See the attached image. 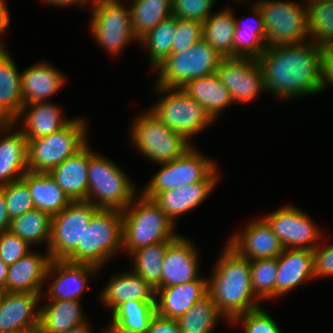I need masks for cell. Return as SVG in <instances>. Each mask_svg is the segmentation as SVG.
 <instances>
[{
	"instance_id": "obj_40",
	"label": "cell",
	"mask_w": 333,
	"mask_h": 333,
	"mask_svg": "<svg viewBox=\"0 0 333 333\" xmlns=\"http://www.w3.org/2000/svg\"><path fill=\"white\" fill-rule=\"evenodd\" d=\"M305 2L309 39L322 48L333 45V2Z\"/></svg>"
},
{
	"instance_id": "obj_25",
	"label": "cell",
	"mask_w": 333,
	"mask_h": 333,
	"mask_svg": "<svg viewBox=\"0 0 333 333\" xmlns=\"http://www.w3.org/2000/svg\"><path fill=\"white\" fill-rule=\"evenodd\" d=\"M207 279L199 276L196 280L182 285L156 289V313L177 320L208 294Z\"/></svg>"
},
{
	"instance_id": "obj_38",
	"label": "cell",
	"mask_w": 333,
	"mask_h": 333,
	"mask_svg": "<svg viewBox=\"0 0 333 333\" xmlns=\"http://www.w3.org/2000/svg\"><path fill=\"white\" fill-rule=\"evenodd\" d=\"M222 317L215 302L207 294L176 321L181 333H212Z\"/></svg>"
},
{
	"instance_id": "obj_23",
	"label": "cell",
	"mask_w": 333,
	"mask_h": 333,
	"mask_svg": "<svg viewBox=\"0 0 333 333\" xmlns=\"http://www.w3.org/2000/svg\"><path fill=\"white\" fill-rule=\"evenodd\" d=\"M100 291V302L112 312L127 301L156 302V289L131 269L115 274Z\"/></svg>"
},
{
	"instance_id": "obj_57",
	"label": "cell",
	"mask_w": 333,
	"mask_h": 333,
	"mask_svg": "<svg viewBox=\"0 0 333 333\" xmlns=\"http://www.w3.org/2000/svg\"><path fill=\"white\" fill-rule=\"evenodd\" d=\"M19 333H47V332L45 331L43 326L40 323H38L29 328L22 329Z\"/></svg>"
},
{
	"instance_id": "obj_13",
	"label": "cell",
	"mask_w": 333,
	"mask_h": 333,
	"mask_svg": "<svg viewBox=\"0 0 333 333\" xmlns=\"http://www.w3.org/2000/svg\"><path fill=\"white\" fill-rule=\"evenodd\" d=\"M100 208L88 201H72L51 218V238L47 251L51 260H66L82 241V234Z\"/></svg>"
},
{
	"instance_id": "obj_47",
	"label": "cell",
	"mask_w": 333,
	"mask_h": 333,
	"mask_svg": "<svg viewBox=\"0 0 333 333\" xmlns=\"http://www.w3.org/2000/svg\"><path fill=\"white\" fill-rule=\"evenodd\" d=\"M31 246L9 230L0 233V259L7 265H12L17 260L31 251Z\"/></svg>"
},
{
	"instance_id": "obj_12",
	"label": "cell",
	"mask_w": 333,
	"mask_h": 333,
	"mask_svg": "<svg viewBox=\"0 0 333 333\" xmlns=\"http://www.w3.org/2000/svg\"><path fill=\"white\" fill-rule=\"evenodd\" d=\"M266 32V46L296 44L309 40L307 8L302 3L257 0Z\"/></svg>"
},
{
	"instance_id": "obj_29",
	"label": "cell",
	"mask_w": 333,
	"mask_h": 333,
	"mask_svg": "<svg viewBox=\"0 0 333 333\" xmlns=\"http://www.w3.org/2000/svg\"><path fill=\"white\" fill-rule=\"evenodd\" d=\"M6 47L0 45V122H13L24 105L21 72Z\"/></svg>"
},
{
	"instance_id": "obj_39",
	"label": "cell",
	"mask_w": 333,
	"mask_h": 333,
	"mask_svg": "<svg viewBox=\"0 0 333 333\" xmlns=\"http://www.w3.org/2000/svg\"><path fill=\"white\" fill-rule=\"evenodd\" d=\"M176 28L177 18L171 15L139 40V44L149 51V62L153 69L171 54Z\"/></svg>"
},
{
	"instance_id": "obj_20",
	"label": "cell",
	"mask_w": 333,
	"mask_h": 333,
	"mask_svg": "<svg viewBox=\"0 0 333 333\" xmlns=\"http://www.w3.org/2000/svg\"><path fill=\"white\" fill-rule=\"evenodd\" d=\"M14 122H0V187L20 180L28 171V140Z\"/></svg>"
},
{
	"instance_id": "obj_44",
	"label": "cell",
	"mask_w": 333,
	"mask_h": 333,
	"mask_svg": "<svg viewBox=\"0 0 333 333\" xmlns=\"http://www.w3.org/2000/svg\"><path fill=\"white\" fill-rule=\"evenodd\" d=\"M263 308V306H259L256 309L238 315L230 324H242L244 333H282L278 327L279 325Z\"/></svg>"
},
{
	"instance_id": "obj_51",
	"label": "cell",
	"mask_w": 333,
	"mask_h": 333,
	"mask_svg": "<svg viewBox=\"0 0 333 333\" xmlns=\"http://www.w3.org/2000/svg\"><path fill=\"white\" fill-rule=\"evenodd\" d=\"M7 0H0V45H3L1 41L3 34L8 30L10 25V15L7 6Z\"/></svg>"
},
{
	"instance_id": "obj_1",
	"label": "cell",
	"mask_w": 333,
	"mask_h": 333,
	"mask_svg": "<svg viewBox=\"0 0 333 333\" xmlns=\"http://www.w3.org/2000/svg\"><path fill=\"white\" fill-rule=\"evenodd\" d=\"M322 51L310 39L267 47L258 59L266 92L281 100L323 92Z\"/></svg>"
},
{
	"instance_id": "obj_35",
	"label": "cell",
	"mask_w": 333,
	"mask_h": 333,
	"mask_svg": "<svg viewBox=\"0 0 333 333\" xmlns=\"http://www.w3.org/2000/svg\"><path fill=\"white\" fill-rule=\"evenodd\" d=\"M129 6L132 31L138 40L172 15V0H132Z\"/></svg>"
},
{
	"instance_id": "obj_34",
	"label": "cell",
	"mask_w": 333,
	"mask_h": 333,
	"mask_svg": "<svg viewBox=\"0 0 333 333\" xmlns=\"http://www.w3.org/2000/svg\"><path fill=\"white\" fill-rule=\"evenodd\" d=\"M235 29L234 11L226 7L212 13L202 23V38L224 58L233 57Z\"/></svg>"
},
{
	"instance_id": "obj_54",
	"label": "cell",
	"mask_w": 333,
	"mask_h": 333,
	"mask_svg": "<svg viewBox=\"0 0 333 333\" xmlns=\"http://www.w3.org/2000/svg\"><path fill=\"white\" fill-rule=\"evenodd\" d=\"M102 333H134V332L124 328L122 325L111 320V323L108 325V328H105V330Z\"/></svg>"
},
{
	"instance_id": "obj_2",
	"label": "cell",
	"mask_w": 333,
	"mask_h": 333,
	"mask_svg": "<svg viewBox=\"0 0 333 333\" xmlns=\"http://www.w3.org/2000/svg\"><path fill=\"white\" fill-rule=\"evenodd\" d=\"M215 262L207 288L223 320L231 323L238 315L262 305L251 286L250 260L226 243Z\"/></svg>"
},
{
	"instance_id": "obj_33",
	"label": "cell",
	"mask_w": 333,
	"mask_h": 333,
	"mask_svg": "<svg viewBox=\"0 0 333 333\" xmlns=\"http://www.w3.org/2000/svg\"><path fill=\"white\" fill-rule=\"evenodd\" d=\"M79 300H47L40 308V324L47 333H62L87 323Z\"/></svg>"
},
{
	"instance_id": "obj_37",
	"label": "cell",
	"mask_w": 333,
	"mask_h": 333,
	"mask_svg": "<svg viewBox=\"0 0 333 333\" xmlns=\"http://www.w3.org/2000/svg\"><path fill=\"white\" fill-rule=\"evenodd\" d=\"M173 240L140 248L130 255L132 259L131 270L149 282L155 289L161 288L163 260L165 251Z\"/></svg>"
},
{
	"instance_id": "obj_53",
	"label": "cell",
	"mask_w": 333,
	"mask_h": 333,
	"mask_svg": "<svg viewBox=\"0 0 333 333\" xmlns=\"http://www.w3.org/2000/svg\"><path fill=\"white\" fill-rule=\"evenodd\" d=\"M44 3H47V5H52V6H59V7H67V6H75L77 5L79 8H83L84 6L86 7V4L90 0H42ZM75 4V5H74Z\"/></svg>"
},
{
	"instance_id": "obj_46",
	"label": "cell",
	"mask_w": 333,
	"mask_h": 333,
	"mask_svg": "<svg viewBox=\"0 0 333 333\" xmlns=\"http://www.w3.org/2000/svg\"><path fill=\"white\" fill-rule=\"evenodd\" d=\"M202 23L196 20L177 18V28L171 53L183 52L202 39Z\"/></svg>"
},
{
	"instance_id": "obj_10",
	"label": "cell",
	"mask_w": 333,
	"mask_h": 333,
	"mask_svg": "<svg viewBox=\"0 0 333 333\" xmlns=\"http://www.w3.org/2000/svg\"><path fill=\"white\" fill-rule=\"evenodd\" d=\"M224 57L203 38L183 52L171 53L156 68V85L182 88L188 81L216 73Z\"/></svg>"
},
{
	"instance_id": "obj_58",
	"label": "cell",
	"mask_w": 333,
	"mask_h": 333,
	"mask_svg": "<svg viewBox=\"0 0 333 333\" xmlns=\"http://www.w3.org/2000/svg\"><path fill=\"white\" fill-rule=\"evenodd\" d=\"M315 1H317V2H333V0H315Z\"/></svg>"
},
{
	"instance_id": "obj_31",
	"label": "cell",
	"mask_w": 333,
	"mask_h": 333,
	"mask_svg": "<svg viewBox=\"0 0 333 333\" xmlns=\"http://www.w3.org/2000/svg\"><path fill=\"white\" fill-rule=\"evenodd\" d=\"M181 89L196 100L215 122L226 107L234 104L217 73L190 80Z\"/></svg>"
},
{
	"instance_id": "obj_5",
	"label": "cell",
	"mask_w": 333,
	"mask_h": 333,
	"mask_svg": "<svg viewBox=\"0 0 333 333\" xmlns=\"http://www.w3.org/2000/svg\"><path fill=\"white\" fill-rule=\"evenodd\" d=\"M87 201L103 209L123 211L138 195L120 166L90 148Z\"/></svg>"
},
{
	"instance_id": "obj_9",
	"label": "cell",
	"mask_w": 333,
	"mask_h": 333,
	"mask_svg": "<svg viewBox=\"0 0 333 333\" xmlns=\"http://www.w3.org/2000/svg\"><path fill=\"white\" fill-rule=\"evenodd\" d=\"M154 86V92L161 97L148 110L188 141L215 122L205 109L181 88H168L156 84Z\"/></svg>"
},
{
	"instance_id": "obj_21",
	"label": "cell",
	"mask_w": 333,
	"mask_h": 333,
	"mask_svg": "<svg viewBox=\"0 0 333 333\" xmlns=\"http://www.w3.org/2000/svg\"><path fill=\"white\" fill-rule=\"evenodd\" d=\"M41 297L34 293L3 292L0 298V333H19L38 324L40 309L37 306Z\"/></svg>"
},
{
	"instance_id": "obj_55",
	"label": "cell",
	"mask_w": 333,
	"mask_h": 333,
	"mask_svg": "<svg viewBox=\"0 0 333 333\" xmlns=\"http://www.w3.org/2000/svg\"><path fill=\"white\" fill-rule=\"evenodd\" d=\"M89 324L90 323L87 322V323L81 324L75 328L68 329L67 331L62 332V333H92L93 330Z\"/></svg>"
},
{
	"instance_id": "obj_36",
	"label": "cell",
	"mask_w": 333,
	"mask_h": 333,
	"mask_svg": "<svg viewBox=\"0 0 333 333\" xmlns=\"http://www.w3.org/2000/svg\"><path fill=\"white\" fill-rule=\"evenodd\" d=\"M51 216L37 209L29 210L10 221L9 231L33 245H48L51 238Z\"/></svg>"
},
{
	"instance_id": "obj_32",
	"label": "cell",
	"mask_w": 333,
	"mask_h": 333,
	"mask_svg": "<svg viewBox=\"0 0 333 333\" xmlns=\"http://www.w3.org/2000/svg\"><path fill=\"white\" fill-rule=\"evenodd\" d=\"M251 8L252 15H254L250 18L255 21L253 23L241 22L234 15L236 29L233 36V57L259 59L267 48L265 26L260 8L256 3Z\"/></svg>"
},
{
	"instance_id": "obj_50",
	"label": "cell",
	"mask_w": 333,
	"mask_h": 333,
	"mask_svg": "<svg viewBox=\"0 0 333 333\" xmlns=\"http://www.w3.org/2000/svg\"><path fill=\"white\" fill-rule=\"evenodd\" d=\"M146 333H181V331L176 320L162 317L156 313Z\"/></svg>"
},
{
	"instance_id": "obj_19",
	"label": "cell",
	"mask_w": 333,
	"mask_h": 333,
	"mask_svg": "<svg viewBox=\"0 0 333 333\" xmlns=\"http://www.w3.org/2000/svg\"><path fill=\"white\" fill-rule=\"evenodd\" d=\"M51 262L49 252L44 255L33 249L8 266L6 286L3 292L43 294L46 273ZM46 283V284H45Z\"/></svg>"
},
{
	"instance_id": "obj_4",
	"label": "cell",
	"mask_w": 333,
	"mask_h": 333,
	"mask_svg": "<svg viewBox=\"0 0 333 333\" xmlns=\"http://www.w3.org/2000/svg\"><path fill=\"white\" fill-rule=\"evenodd\" d=\"M122 231V211L100 208L84 230L77 249L66 260L103 269L111 257L121 252Z\"/></svg>"
},
{
	"instance_id": "obj_7",
	"label": "cell",
	"mask_w": 333,
	"mask_h": 333,
	"mask_svg": "<svg viewBox=\"0 0 333 333\" xmlns=\"http://www.w3.org/2000/svg\"><path fill=\"white\" fill-rule=\"evenodd\" d=\"M129 132L132 146L158 165L179 158L192 145V141L167 127L149 110L134 118Z\"/></svg>"
},
{
	"instance_id": "obj_18",
	"label": "cell",
	"mask_w": 333,
	"mask_h": 333,
	"mask_svg": "<svg viewBox=\"0 0 333 333\" xmlns=\"http://www.w3.org/2000/svg\"><path fill=\"white\" fill-rule=\"evenodd\" d=\"M192 242L179 234L169 244L163 260L161 287L182 285L200 276V255Z\"/></svg>"
},
{
	"instance_id": "obj_45",
	"label": "cell",
	"mask_w": 333,
	"mask_h": 333,
	"mask_svg": "<svg viewBox=\"0 0 333 333\" xmlns=\"http://www.w3.org/2000/svg\"><path fill=\"white\" fill-rule=\"evenodd\" d=\"M217 0H172V15L176 18L203 23L213 13Z\"/></svg>"
},
{
	"instance_id": "obj_48",
	"label": "cell",
	"mask_w": 333,
	"mask_h": 333,
	"mask_svg": "<svg viewBox=\"0 0 333 333\" xmlns=\"http://www.w3.org/2000/svg\"><path fill=\"white\" fill-rule=\"evenodd\" d=\"M326 246L321 242L313 250L315 278L332 277L333 275V244Z\"/></svg>"
},
{
	"instance_id": "obj_56",
	"label": "cell",
	"mask_w": 333,
	"mask_h": 333,
	"mask_svg": "<svg viewBox=\"0 0 333 333\" xmlns=\"http://www.w3.org/2000/svg\"><path fill=\"white\" fill-rule=\"evenodd\" d=\"M8 266L0 259V288L3 290L6 286Z\"/></svg>"
},
{
	"instance_id": "obj_24",
	"label": "cell",
	"mask_w": 333,
	"mask_h": 333,
	"mask_svg": "<svg viewBox=\"0 0 333 333\" xmlns=\"http://www.w3.org/2000/svg\"><path fill=\"white\" fill-rule=\"evenodd\" d=\"M62 110L51 101L28 103L13 122H21L20 130L27 139L40 138L61 130L72 120L64 117Z\"/></svg>"
},
{
	"instance_id": "obj_28",
	"label": "cell",
	"mask_w": 333,
	"mask_h": 333,
	"mask_svg": "<svg viewBox=\"0 0 333 333\" xmlns=\"http://www.w3.org/2000/svg\"><path fill=\"white\" fill-rule=\"evenodd\" d=\"M66 77L54 65L36 63L21 72V92L24 104L48 102L65 84Z\"/></svg>"
},
{
	"instance_id": "obj_16",
	"label": "cell",
	"mask_w": 333,
	"mask_h": 333,
	"mask_svg": "<svg viewBox=\"0 0 333 333\" xmlns=\"http://www.w3.org/2000/svg\"><path fill=\"white\" fill-rule=\"evenodd\" d=\"M100 269L86 263H74L68 260H51L46 281L48 289L43 291L41 300H81L82 294L87 290L89 277L96 275ZM55 276V277H54ZM51 278V283L50 279ZM49 279V281H47ZM47 296V297H46Z\"/></svg>"
},
{
	"instance_id": "obj_26",
	"label": "cell",
	"mask_w": 333,
	"mask_h": 333,
	"mask_svg": "<svg viewBox=\"0 0 333 333\" xmlns=\"http://www.w3.org/2000/svg\"><path fill=\"white\" fill-rule=\"evenodd\" d=\"M219 180H203L181 188L158 193L153 201L165 215L175 224L178 216L189 213L204 202L217 187Z\"/></svg>"
},
{
	"instance_id": "obj_14",
	"label": "cell",
	"mask_w": 333,
	"mask_h": 333,
	"mask_svg": "<svg viewBox=\"0 0 333 333\" xmlns=\"http://www.w3.org/2000/svg\"><path fill=\"white\" fill-rule=\"evenodd\" d=\"M264 216L284 249L314 250L320 243L318 240L324 236L320 227L297 207L282 206Z\"/></svg>"
},
{
	"instance_id": "obj_6",
	"label": "cell",
	"mask_w": 333,
	"mask_h": 333,
	"mask_svg": "<svg viewBox=\"0 0 333 333\" xmlns=\"http://www.w3.org/2000/svg\"><path fill=\"white\" fill-rule=\"evenodd\" d=\"M86 123L85 118H72L65 127L55 133L27 139L28 171L49 172L81 150L88 143Z\"/></svg>"
},
{
	"instance_id": "obj_41",
	"label": "cell",
	"mask_w": 333,
	"mask_h": 333,
	"mask_svg": "<svg viewBox=\"0 0 333 333\" xmlns=\"http://www.w3.org/2000/svg\"><path fill=\"white\" fill-rule=\"evenodd\" d=\"M111 319L134 333H146L156 314L155 302L127 301L120 304Z\"/></svg>"
},
{
	"instance_id": "obj_17",
	"label": "cell",
	"mask_w": 333,
	"mask_h": 333,
	"mask_svg": "<svg viewBox=\"0 0 333 333\" xmlns=\"http://www.w3.org/2000/svg\"><path fill=\"white\" fill-rule=\"evenodd\" d=\"M226 243L240 256L248 260L277 258L284 247L268 222L262 217L251 220Z\"/></svg>"
},
{
	"instance_id": "obj_52",
	"label": "cell",
	"mask_w": 333,
	"mask_h": 333,
	"mask_svg": "<svg viewBox=\"0 0 333 333\" xmlns=\"http://www.w3.org/2000/svg\"><path fill=\"white\" fill-rule=\"evenodd\" d=\"M11 219L8 216L4 192L0 189V233L9 230Z\"/></svg>"
},
{
	"instance_id": "obj_59",
	"label": "cell",
	"mask_w": 333,
	"mask_h": 333,
	"mask_svg": "<svg viewBox=\"0 0 333 333\" xmlns=\"http://www.w3.org/2000/svg\"><path fill=\"white\" fill-rule=\"evenodd\" d=\"M2 293H3V290L0 288V298H1Z\"/></svg>"
},
{
	"instance_id": "obj_15",
	"label": "cell",
	"mask_w": 333,
	"mask_h": 333,
	"mask_svg": "<svg viewBox=\"0 0 333 333\" xmlns=\"http://www.w3.org/2000/svg\"><path fill=\"white\" fill-rule=\"evenodd\" d=\"M234 104L249 103L266 92L258 59L225 57L217 71Z\"/></svg>"
},
{
	"instance_id": "obj_22",
	"label": "cell",
	"mask_w": 333,
	"mask_h": 333,
	"mask_svg": "<svg viewBox=\"0 0 333 333\" xmlns=\"http://www.w3.org/2000/svg\"><path fill=\"white\" fill-rule=\"evenodd\" d=\"M275 298L283 296L308 280L314 281V252L311 249H284L277 257Z\"/></svg>"
},
{
	"instance_id": "obj_43",
	"label": "cell",
	"mask_w": 333,
	"mask_h": 333,
	"mask_svg": "<svg viewBox=\"0 0 333 333\" xmlns=\"http://www.w3.org/2000/svg\"><path fill=\"white\" fill-rule=\"evenodd\" d=\"M0 189L4 192L10 219L34 209L28 186L21 179L2 186Z\"/></svg>"
},
{
	"instance_id": "obj_11",
	"label": "cell",
	"mask_w": 333,
	"mask_h": 333,
	"mask_svg": "<svg viewBox=\"0 0 333 333\" xmlns=\"http://www.w3.org/2000/svg\"><path fill=\"white\" fill-rule=\"evenodd\" d=\"M90 2L93 6L90 33L95 42L110 56H118L133 40L139 43L132 31L130 9L122 3L123 0H90Z\"/></svg>"
},
{
	"instance_id": "obj_8",
	"label": "cell",
	"mask_w": 333,
	"mask_h": 333,
	"mask_svg": "<svg viewBox=\"0 0 333 333\" xmlns=\"http://www.w3.org/2000/svg\"><path fill=\"white\" fill-rule=\"evenodd\" d=\"M217 164L192 145L179 158L160 164L161 168L152 175L141 193L153 199L158 193L166 190L203 180H218L220 170Z\"/></svg>"
},
{
	"instance_id": "obj_30",
	"label": "cell",
	"mask_w": 333,
	"mask_h": 333,
	"mask_svg": "<svg viewBox=\"0 0 333 333\" xmlns=\"http://www.w3.org/2000/svg\"><path fill=\"white\" fill-rule=\"evenodd\" d=\"M21 180L28 186L34 208L51 217L72 202L48 172L27 171Z\"/></svg>"
},
{
	"instance_id": "obj_49",
	"label": "cell",
	"mask_w": 333,
	"mask_h": 333,
	"mask_svg": "<svg viewBox=\"0 0 333 333\" xmlns=\"http://www.w3.org/2000/svg\"><path fill=\"white\" fill-rule=\"evenodd\" d=\"M329 85L333 88V45L322 51V91Z\"/></svg>"
},
{
	"instance_id": "obj_3",
	"label": "cell",
	"mask_w": 333,
	"mask_h": 333,
	"mask_svg": "<svg viewBox=\"0 0 333 333\" xmlns=\"http://www.w3.org/2000/svg\"><path fill=\"white\" fill-rule=\"evenodd\" d=\"M175 226L153 199L140 191L122 211V251L130 255L140 248L174 240L179 235Z\"/></svg>"
},
{
	"instance_id": "obj_27",
	"label": "cell",
	"mask_w": 333,
	"mask_h": 333,
	"mask_svg": "<svg viewBox=\"0 0 333 333\" xmlns=\"http://www.w3.org/2000/svg\"><path fill=\"white\" fill-rule=\"evenodd\" d=\"M90 143L48 173L71 201H87Z\"/></svg>"
},
{
	"instance_id": "obj_42",
	"label": "cell",
	"mask_w": 333,
	"mask_h": 333,
	"mask_svg": "<svg viewBox=\"0 0 333 333\" xmlns=\"http://www.w3.org/2000/svg\"><path fill=\"white\" fill-rule=\"evenodd\" d=\"M251 286L254 295L261 300L275 298V281L278 273L277 258L250 261ZM274 297V298H273Z\"/></svg>"
}]
</instances>
